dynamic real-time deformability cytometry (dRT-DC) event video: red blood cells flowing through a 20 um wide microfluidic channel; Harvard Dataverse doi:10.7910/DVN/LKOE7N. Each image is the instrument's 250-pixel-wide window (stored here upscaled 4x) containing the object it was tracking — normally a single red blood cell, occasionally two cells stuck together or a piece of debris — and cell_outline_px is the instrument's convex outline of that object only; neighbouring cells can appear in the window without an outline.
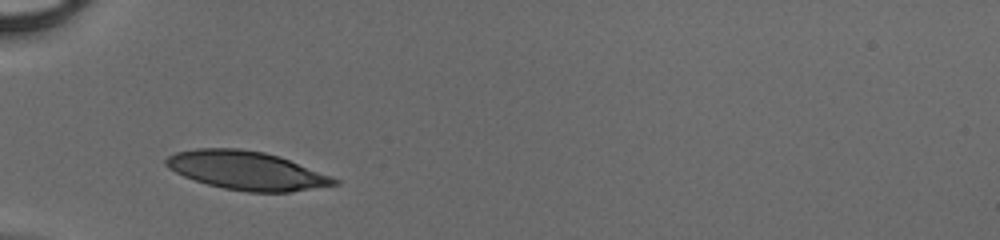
{"species": "human", "species_latin": "Homo sapiens", "temperature_condition": "cold", "stored_images_in_passage": 26, "camera_frame_rate_fps": 3000, "um_per_image_px": 0.085, "donor": {"sex": "male"}, "frame": {"image": 1, "passage_image": 1, "time_ms": 0.0, "image_size_px": [1000, 240], "cell_outline_px": [[340, 184], [288, 192], [248, 192], [224, 188], [208, 184], [184, 176], [168, 168], [164, 164], [164, 160], [168, 156], [176, 152], [196, 148], [240, 148], [264, 152], [280, 156], [340, 180]], "centroid_in_image_um": [20.94, 14.48], "position_along_channel_um": 64.1, "area_um2": 37.63}}
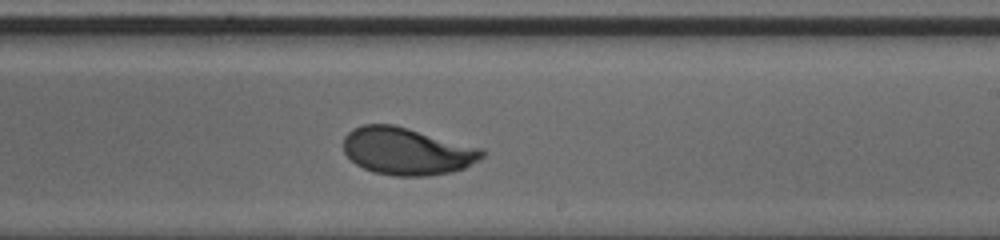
{"frame": {"image": 2, "passage_image": 15, "time_ms": 4.667, "image_size_px": [1000, 240], "cell_outline_px": [[488, 152], [480, 160], [464, 168], [452, 172], [428, 176], [392, 176], [372, 172], [356, 164], [344, 152], [344, 136], [352, 128], [364, 124], [392, 124], [408, 128], [484, 148]], "centroid_in_image_um": [34.63, 12.85], "position_along_channel_um": 254.4, "area_um2": 38.61}}
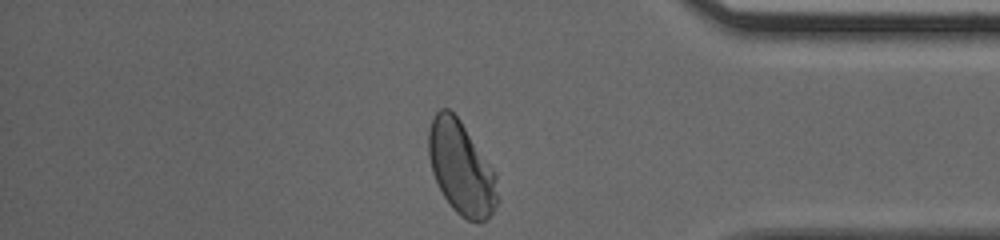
{"frame": {"image": 3, "passage_image": 26, "time_ms": 8.333, "image_size_px": [1000, 240], "cell_outline_px": [[500, 200], [492, 212], [484, 220], [468, 220], [460, 216], [452, 208], [444, 196], [432, 172], [428, 156], [428, 132], [432, 120], [436, 112], [440, 108], [448, 108], [460, 120], [496, 172]], "centroid_in_image_um": [39.22, 14.28], "position_along_channel_um": 396.0, "area_um2": 37.4}}